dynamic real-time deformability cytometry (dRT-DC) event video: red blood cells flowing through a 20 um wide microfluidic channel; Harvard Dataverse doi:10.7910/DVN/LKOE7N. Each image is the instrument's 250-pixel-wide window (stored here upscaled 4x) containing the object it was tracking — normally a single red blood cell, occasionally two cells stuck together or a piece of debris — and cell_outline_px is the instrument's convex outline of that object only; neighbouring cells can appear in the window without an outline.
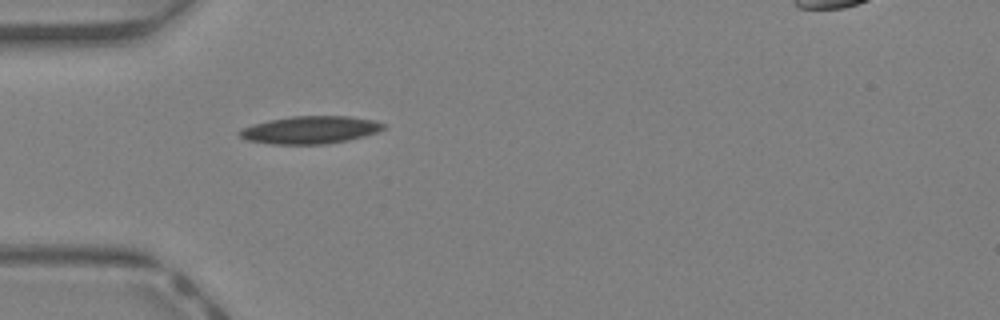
{"species": "Egyptian fruit bat (a non-hibernating species)", "species_latin": "Rousettus aegyptiacus", "temperature_condition": "warm", "stored_images_in_passage": 29, "camera_frame_rate_fps": 3000, "um_per_image_px": 0.085, "animal": {"sex": "female"}, "frame": {"image": 1, "passage_image": 1, "time_ms": 0.0, "image_size_px": [1000, 320], "cell_outline_px": [[384, 128], [376, 132], [364, 136], [348, 140], [328, 144], [272, 144], [244, 140], [236, 132], [252, 124], [268, 120], [292, 116], [348, 116], [376, 120], [384, 124]], "centroid_in_image_um": [26.34, 11.04], "position_along_channel_um": 58.7, "area_um2": 23.24}}
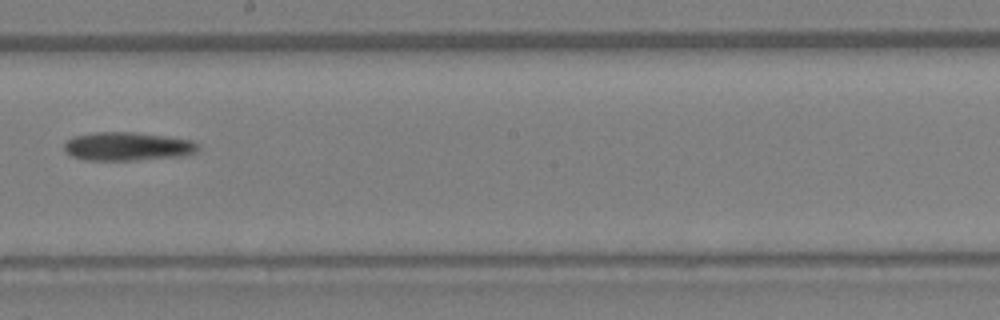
{"frame": {"image": 2, "passage_image": 13, "time_ms": 4.0, "image_size_px": [1000, 320], "cell_outline_px": [[200, 148], [196, 152], [188, 156], [136, 160], [84, 160], [72, 156], [64, 148], [64, 144], [68, 140], [76, 136], [92, 132], [136, 132], [192, 140], [200, 144]], "centroid_in_image_um": [10.91, 12.45], "position_along_channel_um": 237.3, "area_um2": 22.43}}
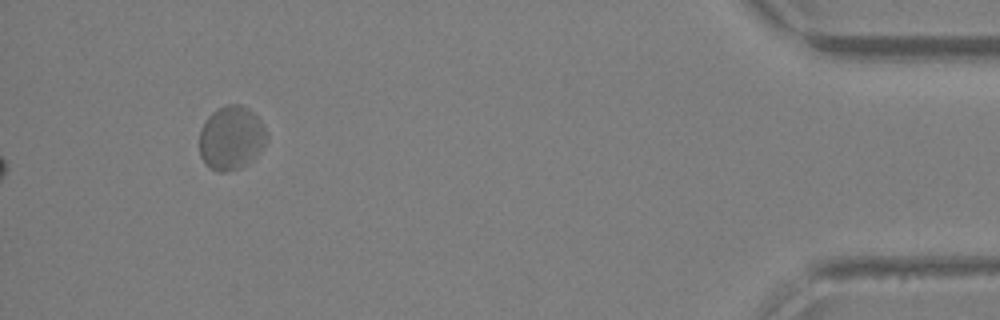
{"frame": {"image": 3, "passage_image": 29, "time_ms": 9.333, "image_size_px": [1000, 320], "cell_outline_px": [[268, 140], [256, 156], [248, 164], [240, 168], [228, 172], [220, 172], [204, 164], [200, 156], [200, 128], [204, 120], [216, 108], [228, 104], [240, 104], [248, 108], [260, 120], [268, 136]], "centroid_in_image_um": [19.65, 11.72], "position_along_channel_um": 415.6, "area_um2": 25.32}}